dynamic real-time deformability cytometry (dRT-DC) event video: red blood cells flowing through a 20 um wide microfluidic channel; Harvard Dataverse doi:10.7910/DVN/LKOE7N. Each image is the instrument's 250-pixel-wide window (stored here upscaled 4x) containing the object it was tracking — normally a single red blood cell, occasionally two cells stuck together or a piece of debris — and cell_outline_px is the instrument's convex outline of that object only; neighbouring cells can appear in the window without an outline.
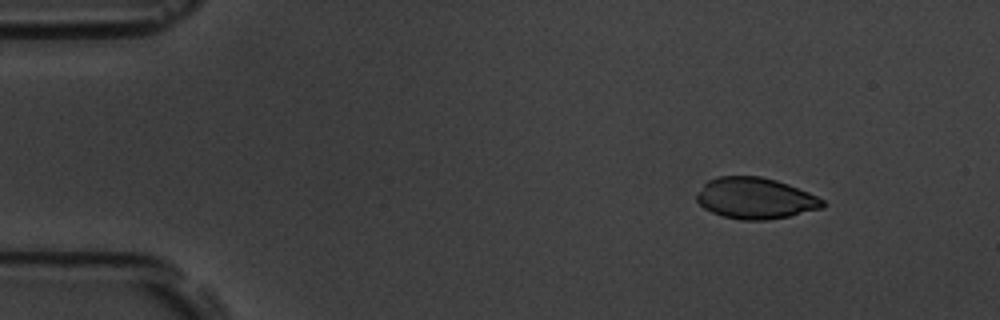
{"species": "common noctule bat (a hibernating species)", "species_latin": "Nyctalus noctula", "temperature_condition": "room temperature", "stored_images_in_passage": 4, "camera_frame_rate_fps": 3000, "um_per_image_px": 0.085, "animal": {"sex": "male", "body_mass_g": 19.5, "forearm_length_mm": 54.6}, "frame": {"image": 1, "passage_image": 2, "time_ms": 1.0, "image_size_px": [1000, 320], "cell_outline_px": [[828, 204], [824, 208], [788, 216], [764, 220], [740, 220], [724, 216], [712, 212], [704, 208], [696, 200], [696, 196], [704, 184], [708, 180], [720, 176], [760, 176], [776, 180], [788, 184], [808, 192], [824, 200]], "centroid_in_image_um": [64.23, 16.85], "position_along_channel_um": 20.8, "area_um2": 30.17}}